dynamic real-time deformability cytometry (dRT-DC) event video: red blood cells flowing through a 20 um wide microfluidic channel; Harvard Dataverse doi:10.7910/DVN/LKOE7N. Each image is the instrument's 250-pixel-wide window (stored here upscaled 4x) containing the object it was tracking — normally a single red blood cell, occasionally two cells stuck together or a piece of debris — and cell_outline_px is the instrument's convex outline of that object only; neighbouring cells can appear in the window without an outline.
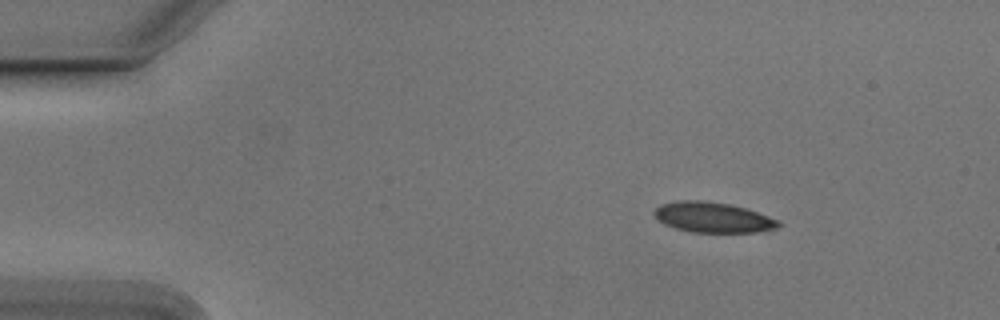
{"species": "Egyptian fruit bat (a non-hibernating species)", "species_latin": "Rousettus aegyptiacus", "temperature_condition": "cold", "stored_images_in_passage": 12, "camera_frame_rate_fps": 3000, "um_per_image_px": 0.085, "animal": {"sex": "male"}, "frame": {"image": 1, "passage_image": 1, "time_ms": 0.0, "image_size_px": [1000, 320], "cell_outline_px": [[784, 224], [776, 228], [756, 232], [692, 232], [676, 228], [664, 224], [656, 220], [652, 212], [660, 204], [676, 200], [704, 200], [728, 204], [744, 208], [780, 220]], "centroid_in_image_um": [60.56, 18.47], "position_along_channel_um": 24.4, "area_um2": 22.08}}
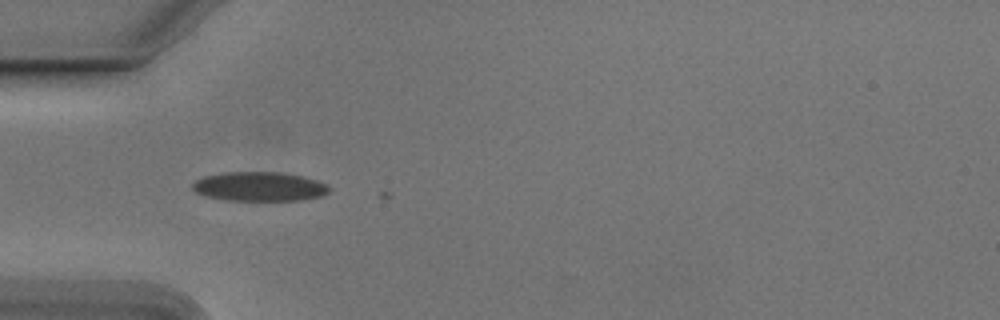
{"frame": {"image": 2, "passage_image": 10, "time_ms": 3.0, "image_size_px": [1000, 320], "cell_outline_px": [[332, 188], [324, 196], [300, 200], [228, 200], [204, 196], [196, 192], [192, 188], [192, 184], [196, 180], [204, 176], [224, 172], [280, 172], [304, 176], [328, 184]], "centroid_in_image_um": [22.08, 15.85], "position_along_channel_um": 62.9, "area_um2": 23.47}}